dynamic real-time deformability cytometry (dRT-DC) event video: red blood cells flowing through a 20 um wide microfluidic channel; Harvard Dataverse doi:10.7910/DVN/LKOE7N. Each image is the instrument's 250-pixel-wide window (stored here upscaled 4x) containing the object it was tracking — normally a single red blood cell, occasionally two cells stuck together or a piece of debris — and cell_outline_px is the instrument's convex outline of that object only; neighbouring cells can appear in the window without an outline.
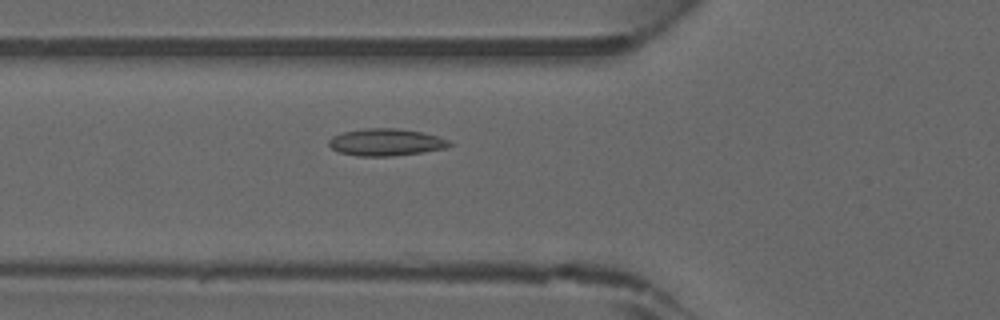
{"species": "common noctule bat (a hibernating species)", "species_latin": "Nyctalus noctula", "temperature_condition": "warm", "stored_images_in_passage": 32, "camera_frame_rate_fps": 3000, "um_per_image_px": 0.085, "animal": {"sex": "male", "forearm_length_mm": 52.5}, "frame": {"image": 1, "passage_image": 7, "time_ms": 2.0, "image_size_px": [1000, 320], "cell_outline_px": [[452, 144], [448, 148], [424, 152], [392, 156], [356, 156], [340, 152], [332, 148], [328, 144], [328, 140], [332, 136], [344, 132], [364, 128], [396, 128], [420, 132], [436, 136], [448, 140]], "centroid_in_image_um": [32.8, 12.09], "position_along_channel_um": 93.0, "area_um2": 19.02}}
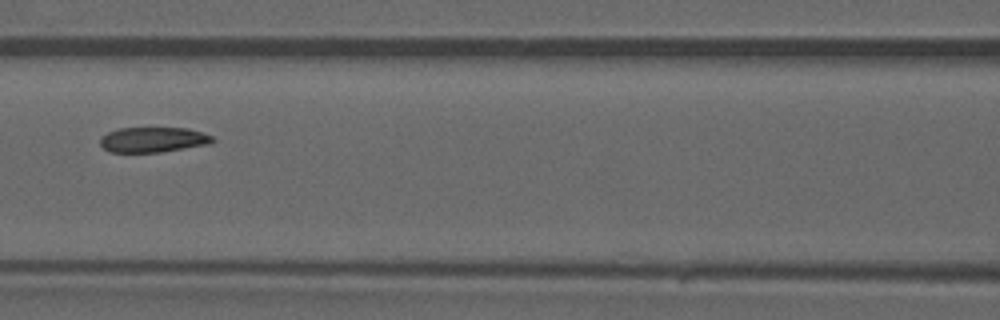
{"frame": {"image": 2, "passage_image": 11, "time_ms": 3.333, "image_size_px": [1000, 320], "cell_outline_px": [[216, 140], [208, 144], [160, 152], [108, 152], [100, 144], [100, 136], [108, 132], [120, 128], [188, 128], [212, 136]], "centroid_in_image_um": [12.98, 11.87], "position_along_channel_um": 153.6, "area_um2": 16.42}}
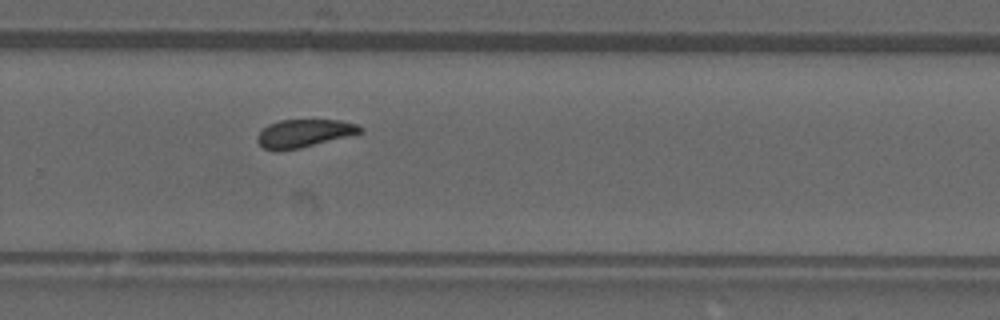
{"frame": {"image": 3, "passage_image": 21, "time_ms": 6.667, "image_size_px": [1000, 320], "cell_outline_px": [[364, 132], [352, 136], [300, 148], [280, 152], [272, 152], [264, 148], [256, 140], [256, 136], [268, 124], [280, 120], [340, 120], [356, 124], [364, 128]], "centroid_in_image_um": [25.86, 11.35], "position_along_channel_um": 303.9, "area_um2": 17.17}}